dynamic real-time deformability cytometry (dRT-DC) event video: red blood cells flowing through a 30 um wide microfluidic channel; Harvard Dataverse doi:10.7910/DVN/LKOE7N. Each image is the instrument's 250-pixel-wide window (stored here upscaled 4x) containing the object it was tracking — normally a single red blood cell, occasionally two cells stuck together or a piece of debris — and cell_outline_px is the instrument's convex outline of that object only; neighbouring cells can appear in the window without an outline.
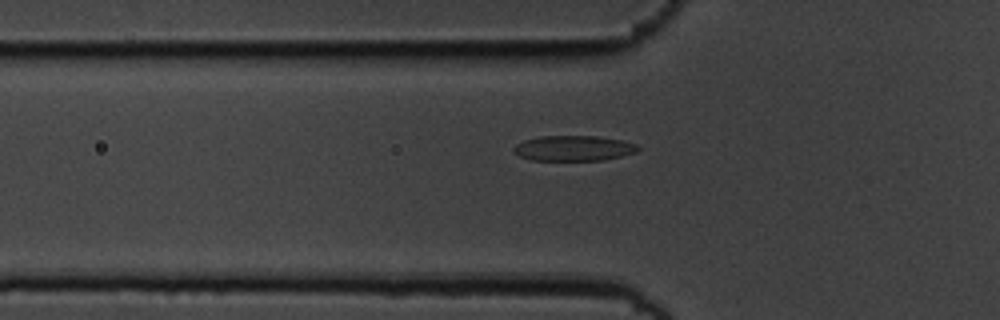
{"species": "common noctule bat (a hibernating species)", "species_latin": "Nyctalus noctula", "temperature_condition": "cold", "stored_images_in_passage": 39, "camera_frame_rate_fps": 3000, "um_per_image_px": 0.085, "animal": {"sex": "male", "body_mass_g": 19.5, "forearm_length_mm": 54.6}, "frame": {"image": 1, "passage_image": 10, "time_ms": 3.0, "image_size_px": [1000, 320], "cell_outline_px": [[640, 148], [636, 152], [604, 160], [532, 160], [520, 156], [512, 152], [512, 148], [516, 144], [524, 140], [540, 136], [596, 136], [620, 140], [636, 144]], "centroid_in_image_um": [48.72, 12.6], "position_along_channel_um": 77.1, "area_um2": 18.26}}
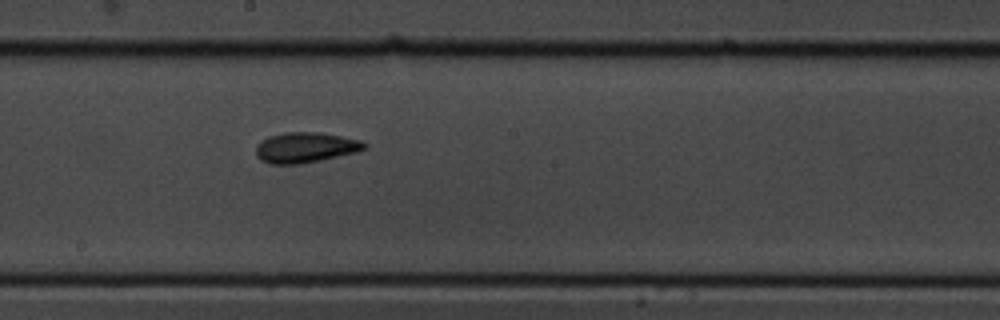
{"frame": {"image": 2, "passage_image": 22, "time_ms": 7.0, "image_size_px": [1000, 320], "cell_outline_px": [[368, 148], [356, 152], [320, 160], [296, 164], [272, 164], [260, 160], [256, 156], [256, 144], [260, 140], [268, 136], [284, 132], [320, 132], [360, 140], [368, 144]], "centroid_in_image_um": [25.94, 12.53], "position_along_channel_um": 222.3, "area_um2": 19.31}}
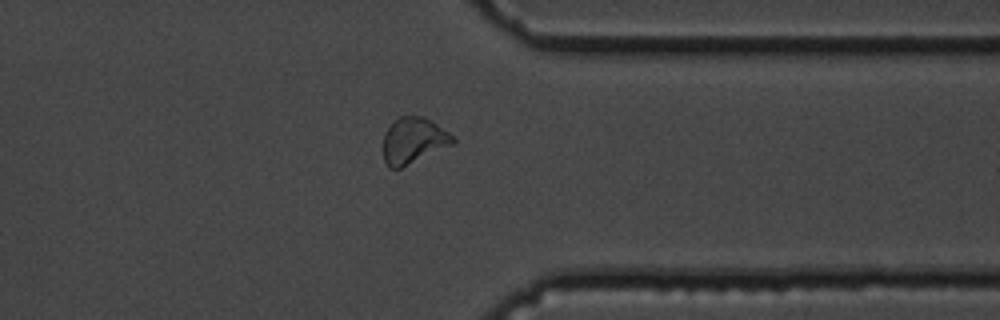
{"frame": {"image": 3, "passage_image": 35, "time_ms": 11.333, "image_size_px": [1000, 320], "cell_outline_px": [[456, 140], [452, 144], [400, 168], [388, 168], [384, 160], [384, 132], [392, 120], [400, 116], [424, 116], [448, 132]], "centroid_in_image_um": [35.1, 11.92], "position_along_channel_um": 376.3, "area_um2": 18.44}, "authors_computed_cell_mechanics": {"area_um2": 18.207, "velocity_mm_per_s": 3.6304, "shape_relaxation_time_tau1_ms": 5.0484, "shape_relaxation_time_tau2_ms": 3.5433, "deformation_change_tau1": 0.1372, "deformation_change_tau2": 0.1022}}